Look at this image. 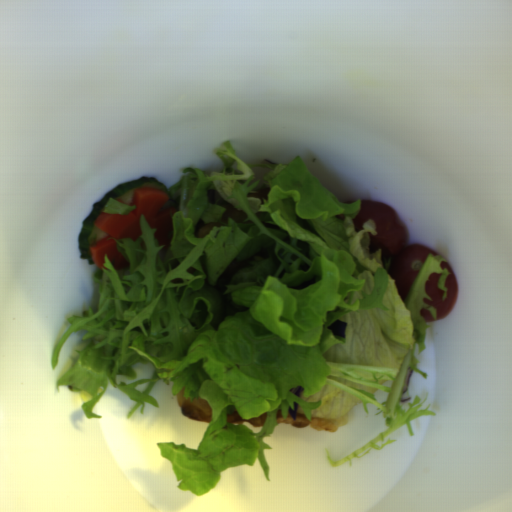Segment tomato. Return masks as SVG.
<instances>
[{
	"label": "tomato",
	"mask_w": 512,
	"mask_h": 512,
	"mask_svg": "<svg viewBox=\"0 0 512 512\" xmlns=\"http://www.w3.org/2000/svg\"><path fill=\"white\" fill-rule=\"evenodd\" d=\"M368 220L373 221L377 232L369 235V250L380 249L381 256L389 259L386 272L394 280L400 300L405 301L426 258L439 253L421 242L408 245L407 230L393 206L362 199L352 219L354 231Z\"/></svg>",
	"instance_id": "obj_1"
},
{
	"label": "tomato",
	"mask_w": 512,
	"mask_h": 512,
	"mask_svg": "<svg viewBox=\"0 0 512 512\" xmlns=\"http://www.w3.org/2000/svg\"><path fill=\"white\" fill-rule=\"evenodd\" d=\"M440 266L441 268L446 269L449 273L444 279V285L447 292L444 298V292L438 286L441 272H434L431 274L425 283V290L430 299L428 297H424V302L434 307L436 318H434L427 308H421L420 317L426 322L444 319L452 313L457 303L458 288L455 272L448 261H441Z\"/></svg>",
	"instance_id": "obj_2"
}]
</instances>
